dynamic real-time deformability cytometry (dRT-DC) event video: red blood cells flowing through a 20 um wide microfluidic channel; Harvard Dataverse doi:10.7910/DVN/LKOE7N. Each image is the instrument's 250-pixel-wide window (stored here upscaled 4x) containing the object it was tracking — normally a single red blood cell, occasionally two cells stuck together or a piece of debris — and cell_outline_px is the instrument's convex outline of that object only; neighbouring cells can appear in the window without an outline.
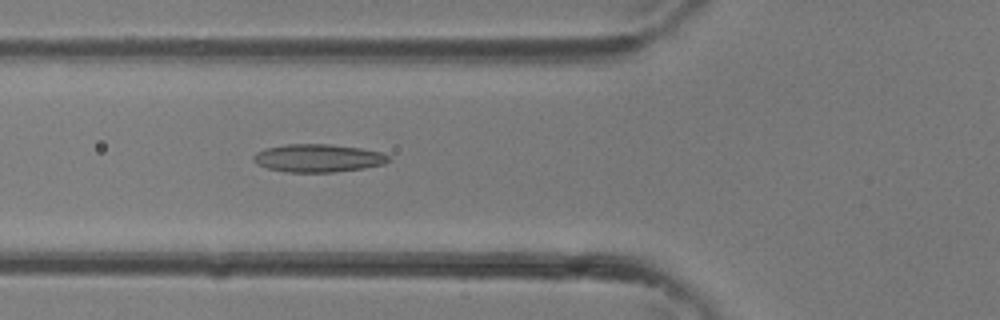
{"species": "common noctule bat (a hibernating species)", "species_latin": "Nyctalus noctula", "temperature_condition": "room temperature", "stored_images_in_passage": 33, "camera_frame_rate_fps": 3000, "um_per_image_px": 0.085, "animal": {"sex": "female"}, "frame": {"image": 1, "passage_image": 10, "time_ms": 3.0, "image_size_px": [1000, 320], "cell_outline_px": [[388, 160], [384, 164], [364, 168], [332, 172], [288, 172], [268, 168], [256, 164], [252, 160], [252, 156], [256, 152], [264, 148], [284, 144], [332, 144], [360, 148], [380, 152], [388, 156]], "centroid_in_image_um": [26.97, 13.43], "position_along_channel_um": 98.8, "area_um2": 22.02}}
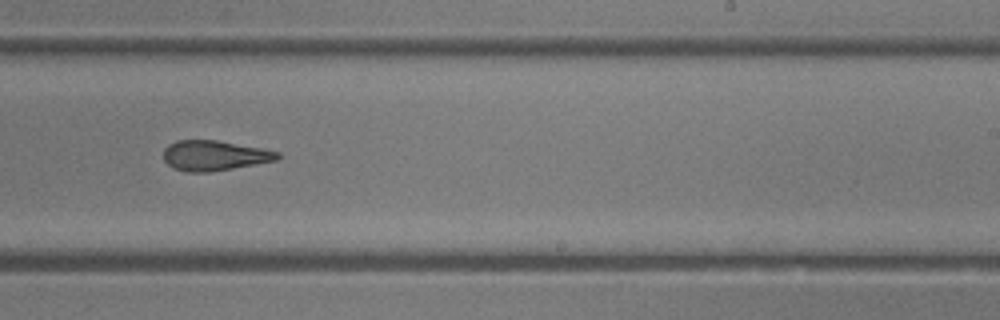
{"frame": {"image": 2, "passage_image": 19, "time_ms": 6.0, "image_size_px": [1000, 320], "cell_outline_px": [[280, 156], [276, 160], [212, 172], [188, 172], [172, 168], [164, 160], [164, 148], [168, 144], [176, 140], [216, 140], [260, 148], [280, 152]], "centroid_in_image_um": [18.18, 13.22], "position_along_channel_um": 270.8, "area_um2": 19.94}}
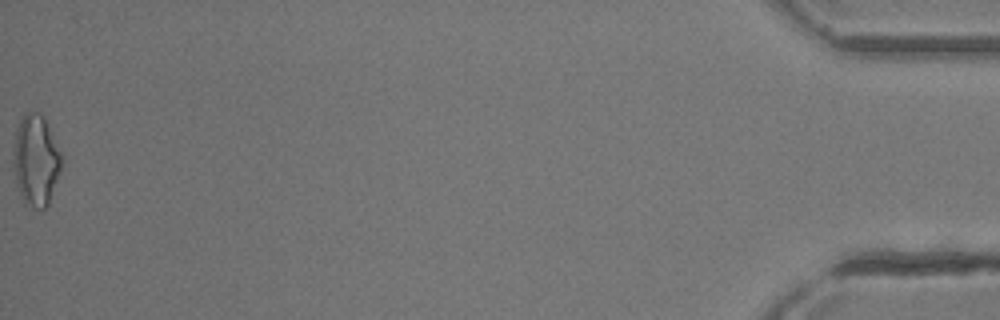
{"frame": {"image": 3, "passage_image": 33, "time_ms": 10.667, "image_size_px": [1000, 320], "cell_outline_px": [[64, 160], [60, 172], [48, 204], [44, 208], [32, 208], [24, 204], [16, 180], [12, 164], [12, 152], [16, 128], [24, 112], [40, 112], [44, 116]], "centroid_in_image_um": [3.04, 13.6], "position_along_channel_um": 432.2, "area_um2": 25.89}}